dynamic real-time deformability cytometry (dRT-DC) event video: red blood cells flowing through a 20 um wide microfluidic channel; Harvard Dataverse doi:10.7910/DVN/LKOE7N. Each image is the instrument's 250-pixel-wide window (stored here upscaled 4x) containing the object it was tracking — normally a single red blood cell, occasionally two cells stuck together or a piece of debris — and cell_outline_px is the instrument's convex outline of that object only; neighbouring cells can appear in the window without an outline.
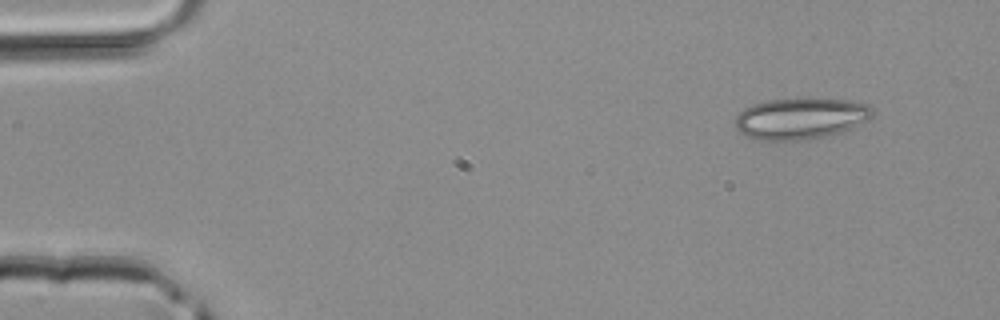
{"species": "common noctule bat (a hibernating species)", "species_latin": "Nyctalus noctula", "temperature_condition": "room temperature", "stored_images_in_passage": 3, "camera_frame_rate_fps": 3000, "um_per_image_px": 0.085, "animal": {"sex": "male", "body_mass_g": 20.4}, "frame": {"image": 1, "passage_image": 1, "time_ms": 0.0, "image_size_px": [1000, 320], "cell_outline_px": [[876, 112], [868, 120], [844, 132], [808, 140], [760, 140], [748, 136], [740, 132], [736, 128], [736, 116], [744, 108], [752, 104], [764, 100], [848, 100], [868, 104]], "centroid_in_image_um": [68.08, 10.09], "position_along_channel_um": 16.9, "area_um2": 32.83}}